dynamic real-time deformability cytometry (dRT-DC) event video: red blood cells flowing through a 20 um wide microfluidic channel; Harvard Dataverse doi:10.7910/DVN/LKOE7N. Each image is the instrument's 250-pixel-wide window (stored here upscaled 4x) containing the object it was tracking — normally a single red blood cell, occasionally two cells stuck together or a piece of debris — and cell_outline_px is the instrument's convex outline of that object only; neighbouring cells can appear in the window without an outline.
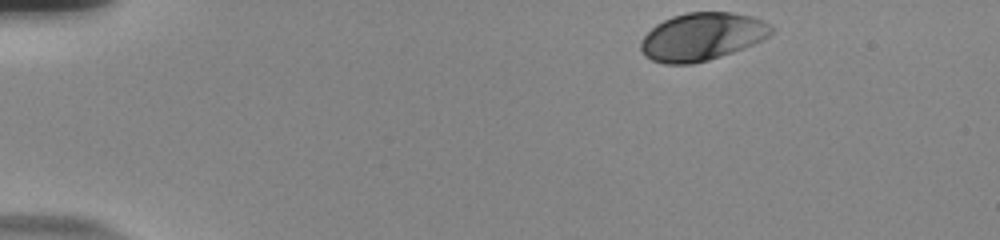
{"species": "human", "species_latin": "Homo sapiens", "temperature_condition": "room temperature", "stored_images_in_passage": 40, "camera_frame_rate_fps": 3000, "um_per_image_px": 0.085, "donor": {"sex": "male"}, "frame": {"image": 1, "passage_image": 1, "time_ms": 0.0, "image_size_px": [1000, 240], "cell_outline_px": [[772, 32], [768, 36], [744, 48], [708, 60], [692, 64], [664, 64], [652, 60], [644, 56], [640, 48], [640, 40], [656, 24], [672, 16], [688, 12], [732, 12], [752, 16], [764, 20], [772, 28]], "centroid_in_image_um": [59.64, 3.11], "position_along_channel_um": 25.4, "area_um2": 36.24}}
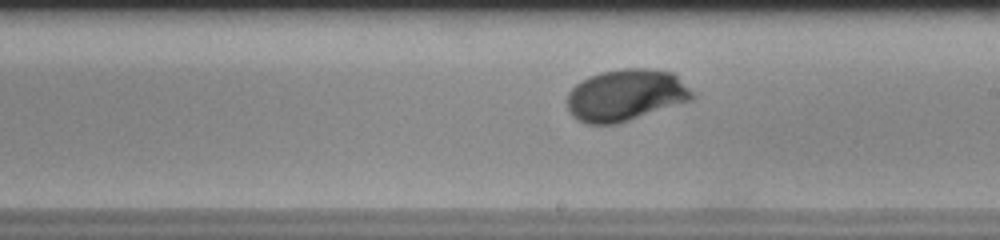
{"frame": {"image": 2, "passage_image": 26, "time_ms": 8.333, "image_size_px": [1000, 240], "cell_outline_px": [[692, 100], [616, 124], [584, 124], [572, 116], [568, 108], [568, 92], [576, 84], [588, 76], [600, 72], [624, 68], [648, 68], [672, 72], [692, 92]], "centroid_in_image_um": [53.14, 8.08], "position_along_channel_um": 235.9, "area_um2": 37.45}}
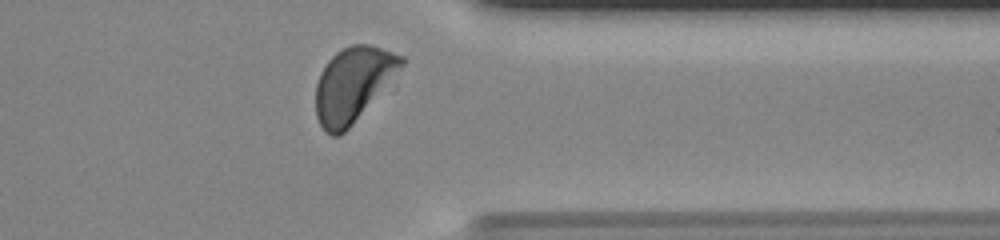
{"frame": {"image": 3, "passage_image": 38, "time_ms": 12.333, "image_size_px": [1000, 240], "cell_outline_px": [[404, 64], [352, 124], [340, 136], [332, 136], [324, 132], [316, 116], [316, 84], [320, 72], [328, 60], [336, 52], [352, 44], [368, 44], [404, 56]], "centroid_in_image_um": [29.95, 7.17], "position_along_channel_um": 381.4, "area_um2": 36.41}, "authors_computed_cell_mechanics": {"area_um2": 36.7897, "velocity_mm_per_s": 3.7247, "shape_relaxation_time_tau1_ms": 3.3565, "shape_relaxation_time_tau2_ms": null, "deformation_change_tau1": 0.168, "deformation_change_tau2": null}}